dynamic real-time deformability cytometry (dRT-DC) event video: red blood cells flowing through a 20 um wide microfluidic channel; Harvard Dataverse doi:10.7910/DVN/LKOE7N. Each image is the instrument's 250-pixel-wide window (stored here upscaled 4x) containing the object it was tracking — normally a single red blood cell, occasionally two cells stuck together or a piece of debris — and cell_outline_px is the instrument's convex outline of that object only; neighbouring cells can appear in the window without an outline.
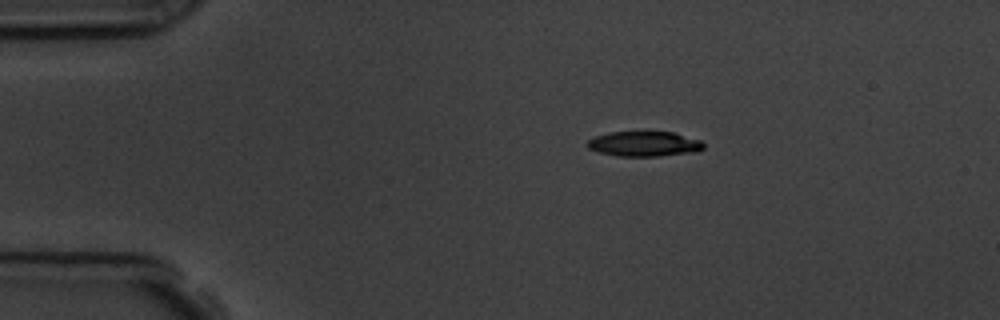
{"species": "common noctule bat (a hibernating species)", "species_latin": "Nyctalus noctula", "temperature_condition": "room temperature", "stored_images_in_passage": 3, "camera_frame_rate_fps": 3000, "um_per_image_px": 0.085, "animal": {"sex": "male", "body_mass_g": 19.5, "forearm_length_mm": 54.6}, "frame": {"image": 1, "passage_image": 2, "time_ms": 1.333, "image_size_px": [1000, 320], "cell_outline_px": [[704, 148], [696, 152], [660, 156], [616, 156], [596, 152], [588, 148], [588, 140], [596, 136], [608, 132], [672, 132], [700, 140], [704, 144]], "centroid_in_image_um": [54.75, 12.24], "position_along_channel_um": 30.3, "area_um2": 16.99}}